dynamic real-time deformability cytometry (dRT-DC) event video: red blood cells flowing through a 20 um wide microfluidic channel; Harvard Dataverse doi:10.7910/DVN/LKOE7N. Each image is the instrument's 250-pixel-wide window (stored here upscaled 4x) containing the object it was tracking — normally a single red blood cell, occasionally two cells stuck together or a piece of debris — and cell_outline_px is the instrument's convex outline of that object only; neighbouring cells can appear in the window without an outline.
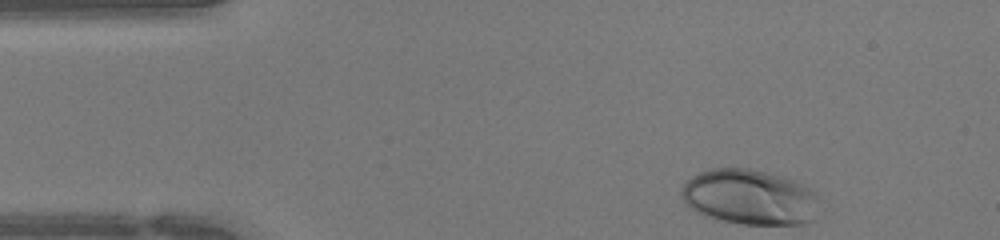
{"species": "human", "species_latin": "Homo sapiens", "temperature_condition": "warm", "stored_images_in_passage": 32, "camera_frame_rate_fps": 3000, "um_per_image_px": 0.085, "donor": {"sex": "female"}, "frame": {"image": 1, "passage_image": 1, "time_ms": 0.0, "image_size_px": [1000, 240], "cell_outline_px": [[820, 196], [816, 220], [804, 224], [744, 224], [720, 220], [704, 216], [696, 212], [684, 204], [680, 196], [680, 192], [684, 184], [692, 176], [700, 172], [712, 168], [748, 168], [784, 176], [804, 184], [816, 192]], "centroid_in_image_um": [63.76, 16.76], "position_along_channel_um": 21.2, "area_um2": 45.26}}
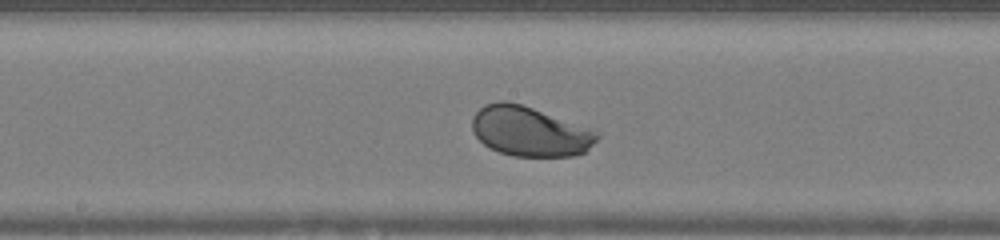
{"frame": {"image": 2, "passage_image": 18, "time_ms": 5.667, "image_size_px": [1000, 240], "cell_outline_px": [[600, 136], [584, 152], [576, 156], [512, 156], [500, 152], [484, 144], [472, 132], [472, 116], [484, 104], [500, 100], [504, 100], [520, 104], [592, 128], [600, 132]], "centroid_in_image_um": [45.03, 11.16], "position_along_channel_um": 203.2, "area_um2": 36.24}}
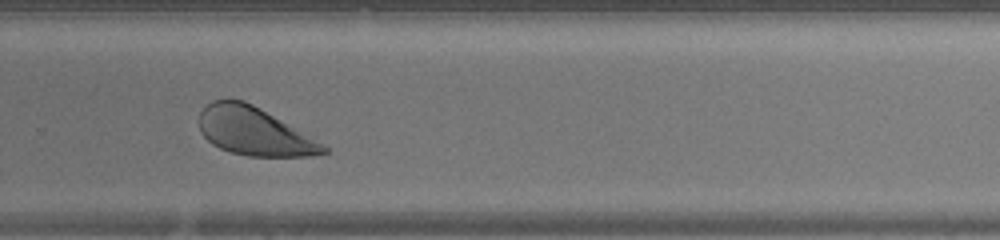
{"frame": {"image": 3, "passage_image": 25, "time_ms": 8.0, "image_size_px": [1000, 240], "cell_outline_px": [[328, 152], [312, 156], [248, 156], [232, 152], [220, 148], [212, 144], [200, 132], [200, 112], [212, 100], [244, 100], [260, 108], [324, 144], [328, 148]], "centroid_in_image_um": [21.6, 11.17], "position_along_channel_um": 308.2, "area_um2": 34.33}}